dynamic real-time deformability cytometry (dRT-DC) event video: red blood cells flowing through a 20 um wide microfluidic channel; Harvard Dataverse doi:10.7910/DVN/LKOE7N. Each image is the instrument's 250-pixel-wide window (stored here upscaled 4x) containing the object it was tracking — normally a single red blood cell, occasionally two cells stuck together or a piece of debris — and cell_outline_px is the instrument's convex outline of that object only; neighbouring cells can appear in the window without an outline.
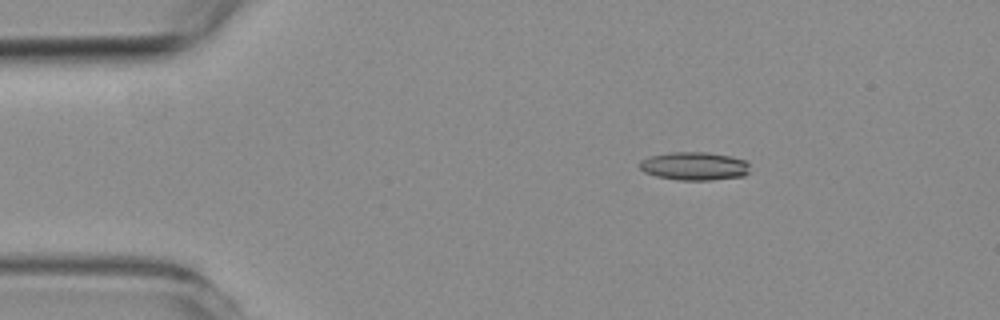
{"species": "common noctule bat (a hibernating species)", "species_latin": "Nyctalus noctula", "temperature_condition": "room temperature", "stored_images_in_passage": 48, "camera_frame_rate_fps": 3000, "um_per_image_px": 0.085, "animal": {"sex": "female", "body_mass_g": 19.3, "forearm_length_mm": 54.1}, "frame": {"image": 1, "passage_image": 1, "time_ms": 0.0, "image_size_px": [1000, 320], "cell_outline_px": [[748, 172], [744, 176], [712, 180], [676, 180], [656, 176], [644, 172], [640, 168], [640, 160], [648, 156], [672, 152], [708, 152], [728, 156], [744, 160], [748, 164]], "centroid_in_image_um": [58.98, 14.12], "position_along_channel_um": 26.0, "area_um2": 18.15}}
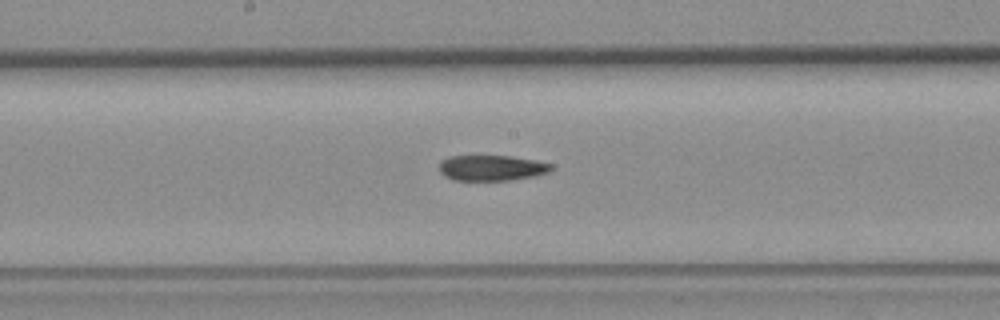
{"frame": {"image": 2, "passage_image": 21, "time_ms": 6.667, "image_size_px": [1000, 320], "cell_outline_px": [[552, 168], [548, 172], [536, 176], [512, 180], [452, 180], [444, 176], [440, 172], [440, 160], [448, 156], [512, 156], [536, 160], [552, 164]], "centroid_in_image_um": [41.78, 14.27], "position_along_channel_um": 206.4, "area_um2": 16.82}}
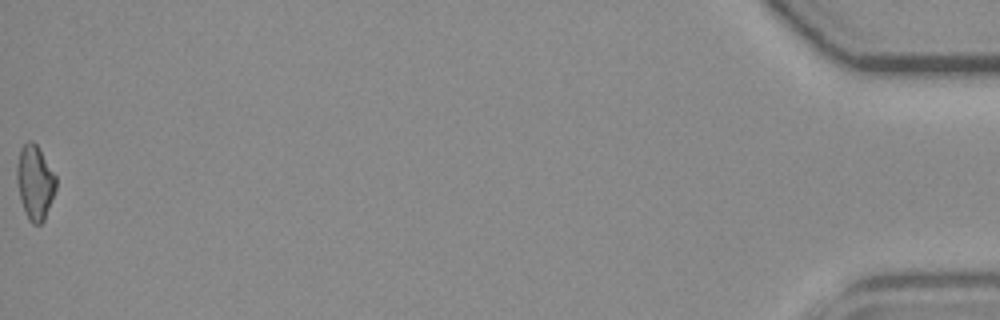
{"frame": {"image": 3, "passage_image": 48, "time_ms": 15.667, "image_size_px": [1000, 320], "cell_outline_px": [[56, 188], [44, 220], [40, 224], [32, 224], [28, 220], [20, 200], [16, 180], [16, 168], [20, 148], [28, 140], [32, 140], [36, 144], [56, 176]], "centroid_in_image_um": [2.95, 15.5], "position_along_channel_um": 432.3, "area_um2": 16.94}, "authors_computed_cell_mechanics": {"area_um2": 17.629, "velocity_mm_per_s": 3.7147, "shape_relaxation_time_tau1_ms": null, "shape_relaxation_time_tau2_ms": 9.6171, "deformation_change_tau1": null, "deformation_change_tau2": 0.2126}}